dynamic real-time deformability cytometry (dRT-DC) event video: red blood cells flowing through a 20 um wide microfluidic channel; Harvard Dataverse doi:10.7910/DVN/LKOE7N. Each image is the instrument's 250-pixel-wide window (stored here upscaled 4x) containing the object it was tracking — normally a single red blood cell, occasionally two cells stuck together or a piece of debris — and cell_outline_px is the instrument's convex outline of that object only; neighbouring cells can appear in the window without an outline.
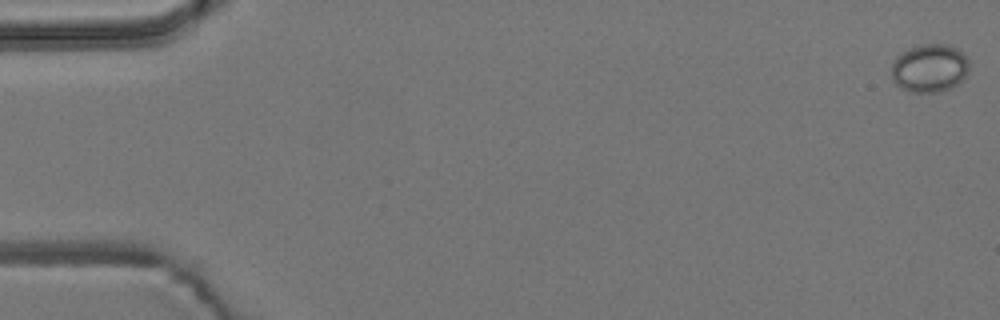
{"species": "common noctule bat (a hibernating species)", "species_latin": "Nyctalus noctula", "temperature_condition": "room temperature", "stored_images_in_passage": 4, "camera_frame_rate_fps": 3000, "um_per_image_px": 0.085, "animal": {"sex": "male", "body_mass_g": 19.2, "forearm_length_mm": 51.8}, "frame": {"image": 1, "passage_image": 1, "time_ms": 0.0, "image_size_px": [1000, 320], "cell_outline_px": [[968, 72], [952, 88], [940, 92], [908, 92], [900, 88], [892, 80], [892, 64], [896, 56], [908, 48], [920, 44], [944, 44], [956, 48], [968, 60]], "centroid_in_image_um": [78.97, 5.8], "position_along_channel_um": 6.0, "area_um2": 21.85}}